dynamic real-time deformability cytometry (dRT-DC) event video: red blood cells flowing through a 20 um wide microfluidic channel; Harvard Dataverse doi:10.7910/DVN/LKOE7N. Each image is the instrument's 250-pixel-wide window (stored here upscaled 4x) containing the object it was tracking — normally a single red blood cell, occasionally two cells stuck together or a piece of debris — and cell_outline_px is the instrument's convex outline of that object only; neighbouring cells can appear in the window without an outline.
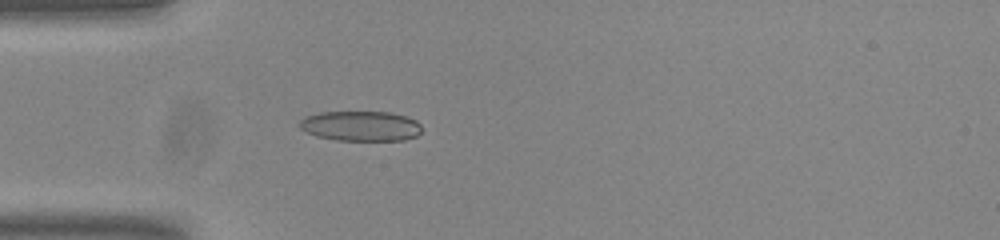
{"species": "common noctule bat (a hibernating species)", "species_latin": "Nyctalus noctula", "temperature_condition": "room temperature", "stored_images_in_passage": 54, "camera_frame_rate_fps": 3000, "um_per_image_px": 0.085, "animal": {"sex": "male", "body_mass_g": 20.0, "forearm_length_mm": 53.3}, "frame": {"image": 1, "passage_image": 16, "time_ms": 5.0, "image_size_px": [1000, 240], "cell_outline_px": [[420, 132], [416, 136], [404, 140], [336, 140], [316, 136], [300, 128], [300, 120], [308, 116], [320, 112], [392, 112], [408, 116], [416, 120], [420, 124]], "centroid_in_image_um": [30.7, 10.7], "position_along_channel_um": 54.3, "area_um2": 21.33}}
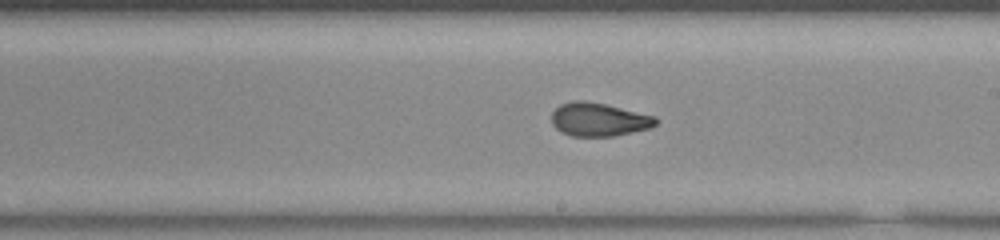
{"frame": {"image": 2, "passage_image": 31, "time_ms": 10.0, "image_size_px": [1000, 240], "cell_outline_px": [[656, 124], [652, 128], [612, 136], [572, 136], [560, 132], [552, 124], [552, 112], [560, 104], [572, 100], [584, 100], [604, 104], [656, 116]], "centroid_in_image_um": [50.88, 10.16], "position_along_channel_um": 238.1, "area_um2": 20.29}}
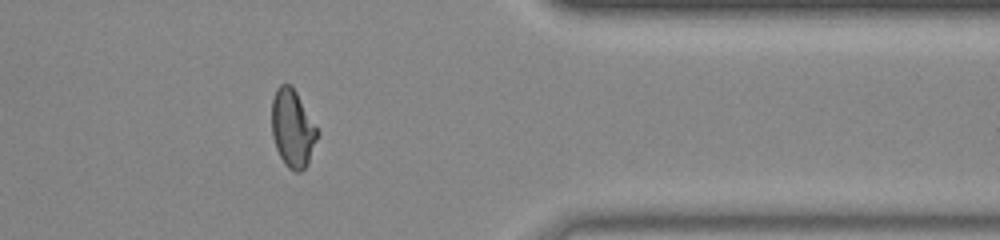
{"frame": {"image": 3, "passage_image": 44, "time_ms": 14.333, "image_size_px": [1000, 240], "cell_outline_px": [[320, 132], [308, 164], [300, 172], [296, 172], [288, 168], [284, 164], [276, 148], [272, 136], [272, 100], [276, 88], [280, 84], [292, 84]], "centroid_in_image_um": [24.88, 10.91], "position_along_channel_um": 386.5, "area_um2": 20.92}, "authors_computed_cell_mechanics": {"area_um2": 20.808, "velocity_mm_per_s": 3.8007, "shape_relaxation_time_tau1_ms": null, "shape_relaxation_time_tau2_ms": 1.1799, "deformation_change_tau1": null, "deformation_change_tau2": 0.0728}}